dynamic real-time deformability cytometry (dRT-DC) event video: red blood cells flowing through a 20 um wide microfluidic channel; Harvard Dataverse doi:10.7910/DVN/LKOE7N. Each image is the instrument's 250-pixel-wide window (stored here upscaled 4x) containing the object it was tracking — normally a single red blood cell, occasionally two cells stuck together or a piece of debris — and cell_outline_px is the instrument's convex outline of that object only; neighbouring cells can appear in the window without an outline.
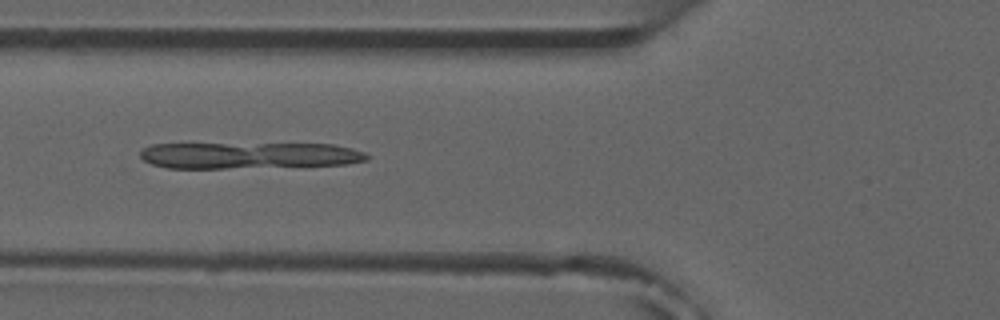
{"species": "common noctule bat (a hibernating species)", "species_latin": "Nyctalus noctula", "temperature_condition": "room temperature", "stored_images_in_passage": 4, "camera_frame_rate_fps": 3000, "um_per_image_px": 0.085, "animal": {"sex": "male", "forearm_length_mm": 52.5}, "frame": {"image": 1, "passage_image": 4, "time_ms": 3.333, "image_size_px": [1000, 320], "cell_outline_px": [[368, 160], [348, 164], [224, 168], [168, 168], [152, 164], [144, 160], [140, 156], [140, 152], [144, 148], [152, 144], [332, 144], [352, 148], [364, 152], [368, 156]], "centroid_in_image_um": [21.16, 13.21], "position_along_channel_um": 104.6, "area_um2": 34.62}}